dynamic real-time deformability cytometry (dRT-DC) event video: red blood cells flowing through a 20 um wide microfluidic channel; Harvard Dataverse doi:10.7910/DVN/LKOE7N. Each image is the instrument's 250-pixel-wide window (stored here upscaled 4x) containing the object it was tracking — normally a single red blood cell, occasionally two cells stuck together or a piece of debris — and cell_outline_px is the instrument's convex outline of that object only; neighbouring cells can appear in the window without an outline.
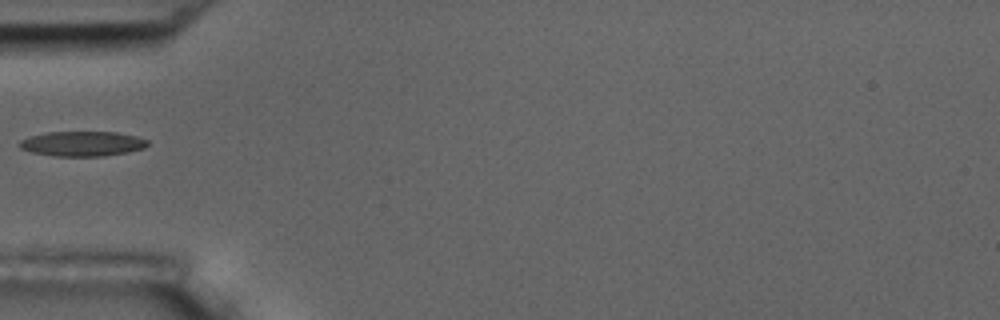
{"species": "common noctule bat (a hibernating species)", "species_latin": "Nyctalus noctula", "temperature_condition": "room temperature", "stored_images_in_passage": 38, "camera_frame_rate_fps": 3000, "um_per_image_px": 0.085, "animal": {"sex": "male", "body_mass_g": 17.5, "forearm_length_mm": 52.3}, "frame": {"image": 1, "passage_image": 1, "time_ms": 0.0, "image_size_px": [1000, 320], "cell_outline_px": [[148, 144], [144, 148], [128, 152], [104, 156], [56, 156], [32, 152], [20, 148], [16, 144], [20, 140], [28, 136], [48, 132], [116, 132], [136, 136], [148, 140]], "centroid_in_image_um": [6.97, 12.21], "position_along_channel_um": 78.0, "area_um2": 18.67}}
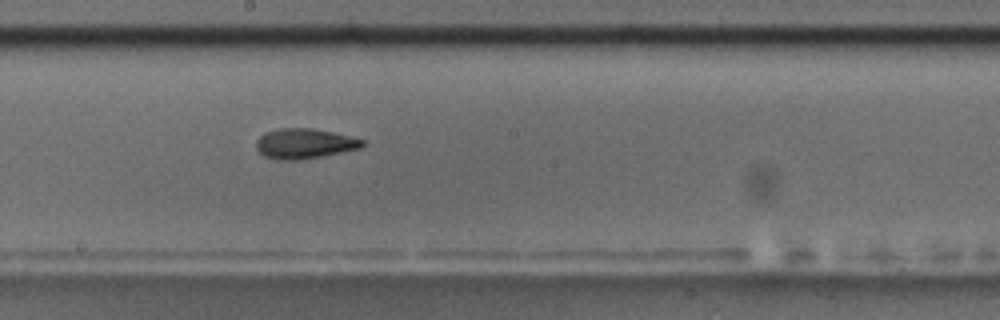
{"frame": {"image": 2, "passage_image": 13, "time_ms": 4.0, "image_size_px": [1000, 320], "cell_outline_px": [[364, 144], [360, 148], [300, 160], [276, 160], [264, 156], [256, 148], [256, 140], [264, 132], [280, 128], [312, 128], [332, 132], [364, 140]], "centroid_in_image_um": [25.82, 12.2], "position_along_channel_um": 222.4, "area_um2": 18.5}}
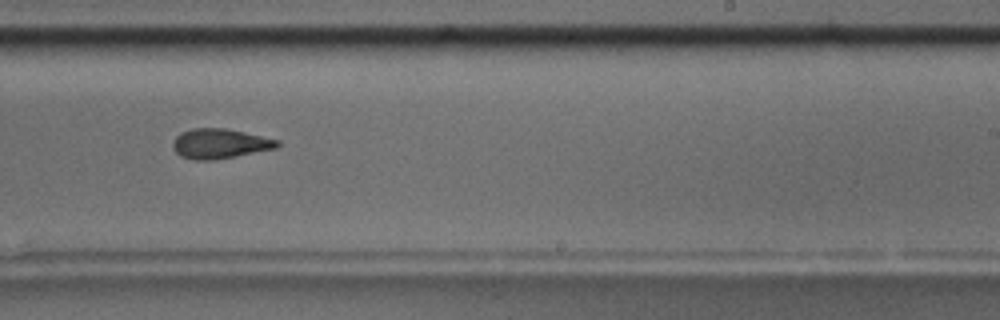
{"frame": {"image": 3, "passage_image": 17, "time_ms": 5.333, "image_size_px": [1000, 320], "cell_outline_px": [[280, 144], [276, 148], [212, 160], [196, 160], [180, 156], [172, 148], [172, 140], [180, 132], [192, 128], [224, 128], [244, 132], [280, 140]], "centroid_in_image_um": [18.64, 12.2], "position_along_channel_um": 270.4, "area_um2": 18.09}}